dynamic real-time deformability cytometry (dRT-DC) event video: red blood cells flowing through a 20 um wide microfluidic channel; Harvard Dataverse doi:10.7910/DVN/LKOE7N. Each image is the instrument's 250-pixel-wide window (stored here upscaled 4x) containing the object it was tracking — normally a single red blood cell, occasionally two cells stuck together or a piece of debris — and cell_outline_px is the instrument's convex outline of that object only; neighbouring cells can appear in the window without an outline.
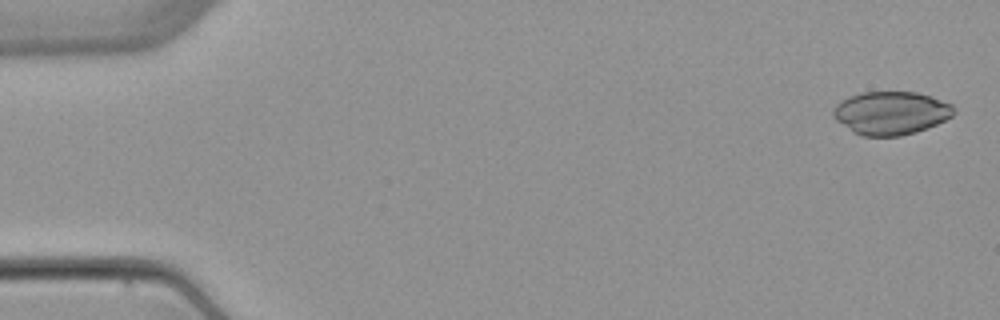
{"species": "common noctule bat (a hibernating species)", "species_latin": "Nyctalus noctula", "temperature_condition": "warm", "stored_images_in_passage": 5, "camera_frame_rate_fps": 3000, "um_per_image_px": 0.085, "animal": {"sex": "female", "body_mass_g": 22.7, "forearm_length_mm": 54.2}, "frame": {"image": 1, "passage_image": 1, "time_ms": 0.0, "image_size_px": [1000, 320], "cell_outline_px": [[956, 112], [952, 116], [928, 128], [916, 132], [900, 136], [860, 136], [852, 132], [836, 120], [832, 116], [832, 108], [840, 100], [848, 96], [860, 92], [916, 92], [952, 104]], "centroid_in_image_um": [75.68, 9.61], "position_along_channel_um": 9.3, "area_um2": 30.58}}